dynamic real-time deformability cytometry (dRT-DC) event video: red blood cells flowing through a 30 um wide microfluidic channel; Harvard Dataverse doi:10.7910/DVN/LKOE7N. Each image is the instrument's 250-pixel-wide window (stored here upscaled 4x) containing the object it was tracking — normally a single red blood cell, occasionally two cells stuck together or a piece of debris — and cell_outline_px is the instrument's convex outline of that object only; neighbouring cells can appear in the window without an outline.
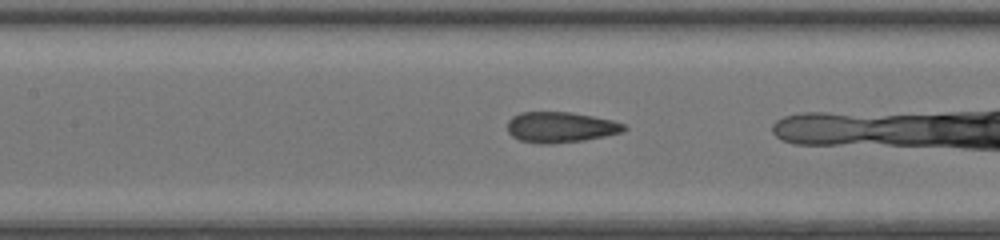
{"species": "common noctule bat (a hibernating species)", "species_latin": "Nyctalus noctula", "temperature_condition": "room temperature", "stored_images_in_passage": 25, "camera_frame_rate_fps": 3000, "um_per_image_px": 0.085, "animal": {"sex": "female", "body_mass_g": 20.0, "forearm_length_mm": 54.0}, "frame": {"image": 1, "passage_image": 23, "time_ms": 7.333, "image_size_px": [1000, 240], "cell_outline_px": [[628, 128], [624, 132], [584, 140], [548, 144], [540, 144], [520, 140], [512, 136], [508, 132], [508, 120], [512, 116], [520, 112], [572, 112], [612, 120], [624, 124]], "centroid_in_image_um": [47.64, 10.81], "position_along_channel_um": 159.8, "area_um2": 20.87}}